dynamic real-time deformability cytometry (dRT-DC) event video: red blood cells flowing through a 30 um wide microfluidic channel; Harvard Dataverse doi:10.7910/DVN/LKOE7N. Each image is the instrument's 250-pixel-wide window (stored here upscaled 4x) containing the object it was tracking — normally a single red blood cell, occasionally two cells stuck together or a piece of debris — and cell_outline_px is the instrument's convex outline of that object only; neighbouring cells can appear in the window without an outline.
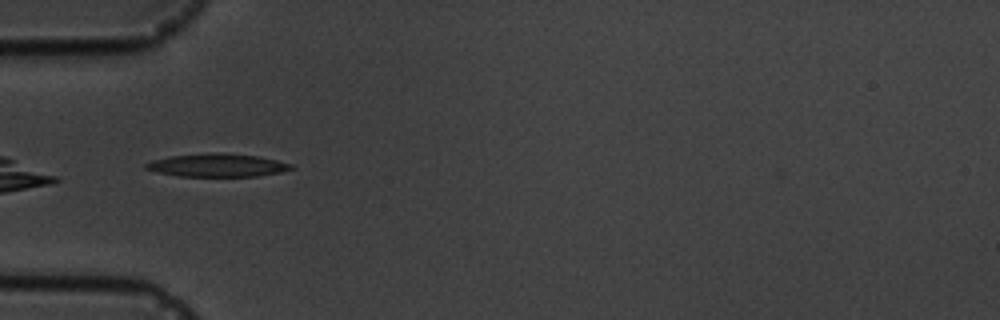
{"species": "common noctule bat (a hibernating species)", "species_latin": "Nyctalus noctula", "temperature_condition": "cold", "stored_images_in_passage": 6, "camera_frame_rate_fps": 3000, "um_per_image_px": 0.085, "animal": {"sex": "male", "body_mass_g": 19.5, "forearm_length_mm": 54.6}, "frame": {"image": 1, "passage_image": 4, "time_ms": 3.667, "image_size_px": [1000, 320], "cell_outline_px": [[296, 168], [280, 172], [256, 176], [180, 176], [160, 172], [144, 168], [144, 164], [152, 160], [172, 156], [208, 152], [224, 152], [256, 156], [276, 160], [292, 164]], "centroid_in_image_um": [18.49, 14.03], "position_along_channel_um": 66.5, "area_um2": 19.48}}
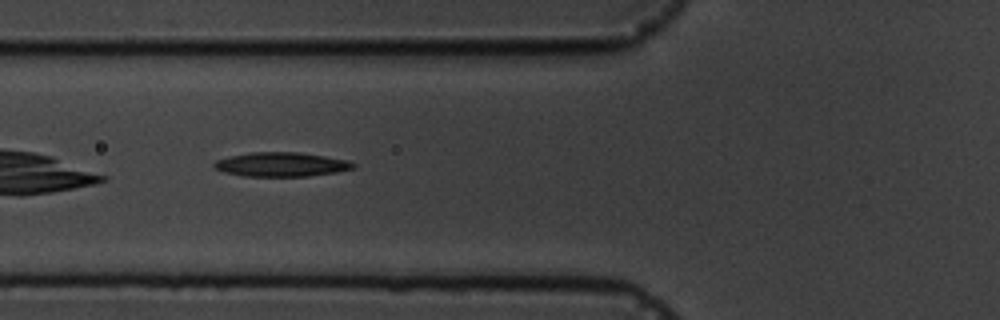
{"frame": {"image": 2, "passage_image": 5, "time_ms": 4.667, "image_size_px": [1000, 320], "cell_outline_px": [[356, 168], [336, 172], [308, 176], [244, 176], [224, 172], [216, 168], [212, 164], [216, 160], [232, 156], [252, 152], [300, 152], [348, 160], [356, 164]], "centroid_in_image_um": [23.95, 13.97], "position_along_channel_um": 101.9, "area_um2": 19.54}}